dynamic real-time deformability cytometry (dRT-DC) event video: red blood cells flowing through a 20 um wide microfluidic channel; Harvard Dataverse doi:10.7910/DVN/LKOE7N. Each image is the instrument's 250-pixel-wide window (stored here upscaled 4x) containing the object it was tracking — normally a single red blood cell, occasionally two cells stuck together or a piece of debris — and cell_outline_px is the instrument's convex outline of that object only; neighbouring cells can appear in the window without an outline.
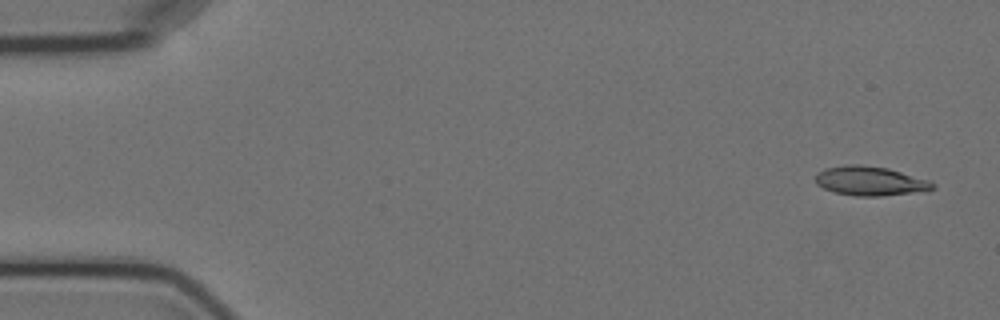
{"species": "Egyptian fruit bat (a non-hibernating species)", "species_latin": "Rousettus aegyptiacus", "temperature_condition": "cold", "stored_images_in_passage": 6, "camera_frame_rate_fps": 3000, "um_per_image_px": 0.085, "animal": {"sex": "female"}, "frame": {"image": 1, "passage_image": 1, "time_ms": 0.0, "image_size_px": [1000, 320], "cell_outline_px": [[936, 188], [880, 196], [856, 196], [832, 192], [816, 184], [816, 176], [824, 168], [844, 164], [856, 164], [888, 168], [928, 180], [936, 184]], "centroid_in_image_um": [73.9, 15.37], "position_along_channel_um": 11.1, "area_um2": 19.71}}
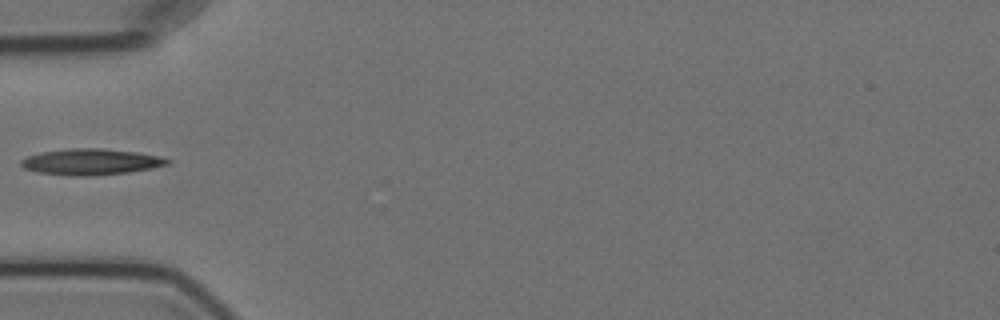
{"frame": {"image": 2, "passage_image": 5, "time_ms": 5.333, "image_size_px": [1000, 320], "cell_outline_px": [[172, 160], [168, 164], [152, 168], [128, 172], [96, 176], [68, 176], [40, 172], [24, 168], [20, 164], [20, 160], [28, 156], [40, 152], [68, 148], [104, 148], [136, 152], [160, 156]], "centroid_in_image_um": [7.73, 13.75], "position_along_channel_um": 77.3, "area_um2": 22.43}}
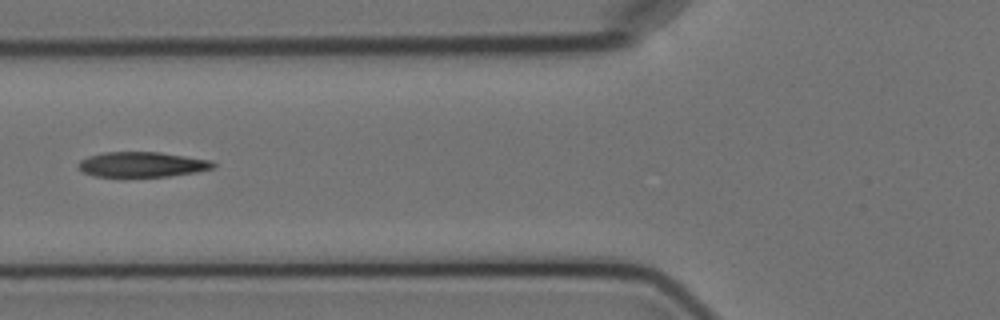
{"frame": {"image": 3, "passage_image": 6, "time_ms": 6.333, "image_size_px": [1000, 320], "cell_outline_px": [[216, 164], [212, 168], [196, 172], [168, 176], [124, 180], [92, 176], [80, 172], [76, 164], [80, 160], [88, 156], [104, 152], [160, 152], [212, 160]], "centroid_in_image_um": [11.97, 14.03], "position_along_channel_um": 113.8, "area_um2": 20.92}}